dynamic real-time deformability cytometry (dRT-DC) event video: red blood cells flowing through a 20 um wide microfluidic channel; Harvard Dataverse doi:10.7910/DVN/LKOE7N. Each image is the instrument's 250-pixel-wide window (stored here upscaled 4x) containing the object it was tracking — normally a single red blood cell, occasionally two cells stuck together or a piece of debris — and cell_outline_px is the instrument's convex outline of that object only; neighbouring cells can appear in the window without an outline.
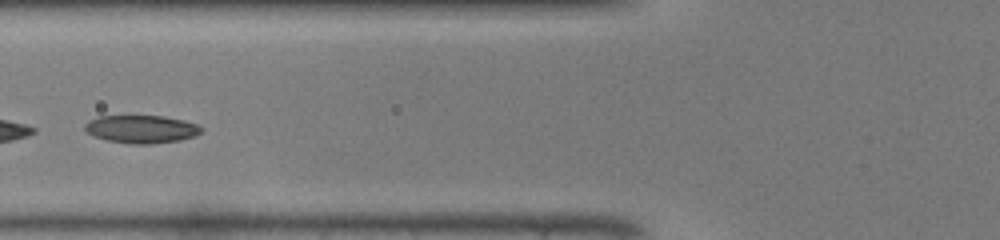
{"species": "common noctule bat (a hibernating species)", "species_latin": "Nyctalus noctula", "temperature_condition": "warm", "stored_images_in_passage": 16, "camera_frame_rate_fps": 3000, "um_per_image_px": 0.085, "animal": {"sex": "male", "body_mass_g": 19.0, "forearm_length_mm": 50.8}, "frame": {"image": 1, "passage_image": 7, "time_ms": 2.0, "image_size_px": [1000, 240], "cell_outline_px": [[204, 128], [196, 136], [180, 140], [152, 144], [128, 144], [108, 140], [92, 136], [84, 128], [84, 124], [88, 120], [100, 116], [164, 116], [184, 120], [196, 124]], "centroid_in_image_um": [12.02, 10.98], "position_along_channel_um": 113.8, "area_um2": 19.07}}